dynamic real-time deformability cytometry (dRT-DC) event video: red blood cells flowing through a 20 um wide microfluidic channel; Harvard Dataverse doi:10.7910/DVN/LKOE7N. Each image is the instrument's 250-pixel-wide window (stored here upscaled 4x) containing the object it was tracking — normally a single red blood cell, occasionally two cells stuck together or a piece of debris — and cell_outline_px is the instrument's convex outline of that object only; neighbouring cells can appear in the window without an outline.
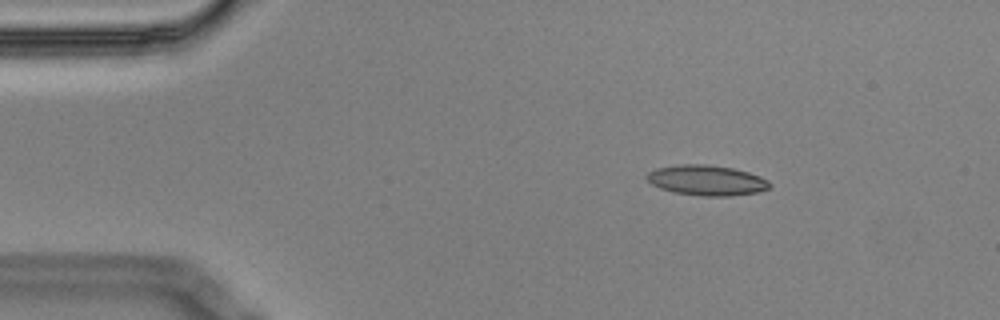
{"species": "Egyptian fruit bat (a non-hibernating species)", "species_latin": "Rousettus aegyptiacus", "temperature_condition": "cold", "stored_images_in_passage": 3, "camera_frame_rate_fps": 3000, "um_per_image_px": 0.085, "animal": {"sex": "male"}, "frame": {"image": 1, "passage_image": 1, "time_ms": 0.0, "image_size_px": [1000, 320], "cell_outline_px": [[772, 184], [768, 188], [760, 192], [732, 196], [704, 196], [672, 192], [660, 188], [652, 184], [644, 176], [648, 172], [656, 168], [680, 164], [708, 164], [732, 168], [748, 172], [760, 176], [768, 180]], "centroid_in_image_um": [60.07, 15.33], "position_along_channel_um": 24.9, "area_um2": 21.85}}